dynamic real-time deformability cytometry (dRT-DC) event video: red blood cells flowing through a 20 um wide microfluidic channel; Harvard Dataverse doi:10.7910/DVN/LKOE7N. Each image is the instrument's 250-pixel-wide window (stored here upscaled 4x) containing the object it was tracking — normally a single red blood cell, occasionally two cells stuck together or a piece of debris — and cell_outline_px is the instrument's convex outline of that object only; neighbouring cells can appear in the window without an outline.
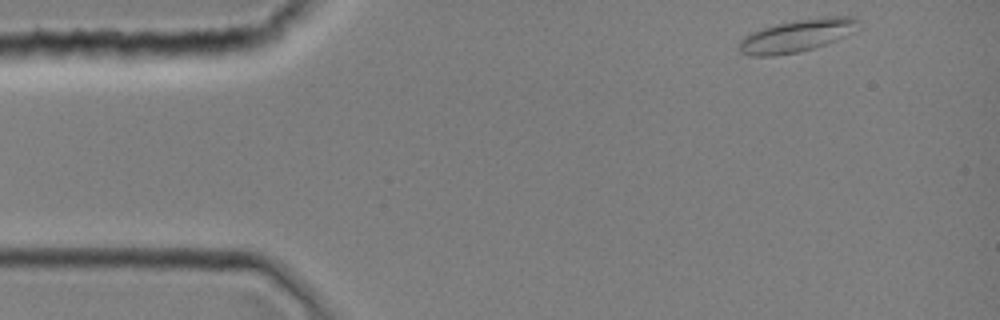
{"species": "common noctule bat (a hibernating species)", "species_latin": "Nyctalus noctula", "temperature_condition": "room temperature", "stored_images_in_passage": 8, "camera_frame_rate_fps": 3000, "um_per_image_px": 0.085, "animal": {"sex": "female", "body_mass_g": 19.0, "forearm_length_mm": 51.5}, "frame": {"image": 1, "passage_image": 1, "time_ms": 0.0, "image_size_px": [1000, 320], "cell_outline_px": [[860, 20], [852, 32], [836, 40], [812, 48], [796, 52], [772, 56], [748, 56], [740, 52], [740, 40], [744, 36], [752, 32], [776, 24], [800, 20], [828, 16], [852, 16]], "centroid_in_image_um": [67.72, 3.03], "position_along_channel_um": 17.3, "area_um2": 22.08}}
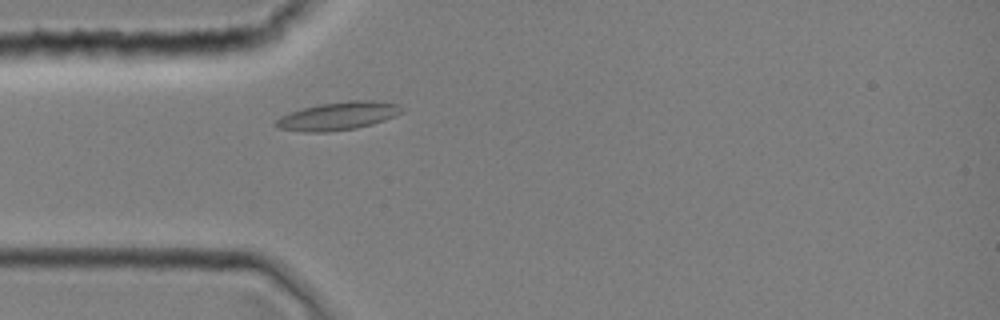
{"frame": {"image": 2, "passage_image": 8, "time_ms": 2.333, "image_size_px": [1000, 320], "cell_outline_px": [[404, 112], [384, 120], [372, 124], [356, 128], [328, 132], [304, 132], [280, 128], [272, 124], [280, 116], [304, 108], [320, 104], [348, 100], [372, 100], [396, 104]], "centroid_in_image_um": [28.72, 9.86], "position_along_channel_um": 56.3, "area_um2": 20.4}}